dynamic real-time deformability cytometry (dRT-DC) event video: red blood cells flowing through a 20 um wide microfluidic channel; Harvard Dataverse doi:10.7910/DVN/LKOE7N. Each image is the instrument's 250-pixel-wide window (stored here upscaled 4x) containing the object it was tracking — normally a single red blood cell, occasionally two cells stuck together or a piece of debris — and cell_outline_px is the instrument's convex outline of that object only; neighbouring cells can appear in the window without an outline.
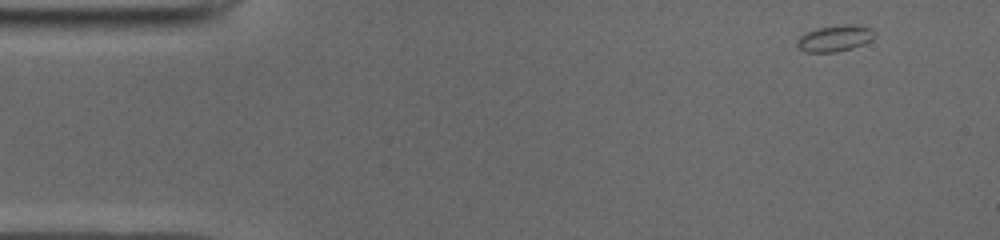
{"species": "common noctule bat (a hibernating species)", "species_latin": "Nyctalus noctula", "temperature_condition": "cold", "stored_images_in_passage": 48, "camera_frame_rate_fps": 3000, "um_per_image_px": 0.085, "animal": {"sex": "male", "body_mass_g": 19.0, "forearm_length_mm": 50.8}, "frame": {"image": 1, "passage_image": 1, "time_ms": 0.0, "image_size_px": [1000, 240], "cell_outline_px": [[876, 36], [872, 40], [864, 44], [852, 48], [836, 52], [804, 52], [796, 44], [796, 40], [800, 36], [816, 28], [840, 24], [852, 24], [872, 28], [876, 32]], "centroid_in_image_um": [71.0, 3.25], "position_along_channel_um": 14.0, "area_um2": 12.08}}
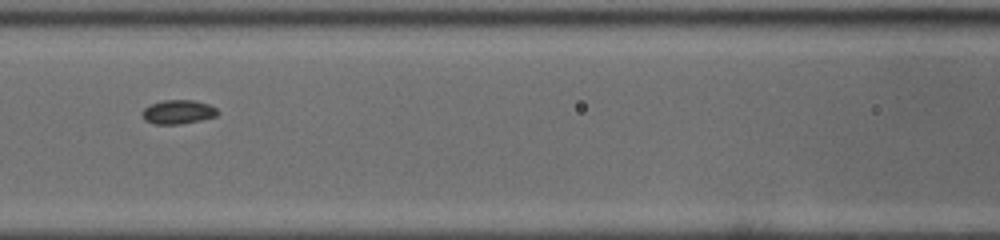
{"frame": {"image": 2, "passage_image": 19, "time_ms": 6.0, "image_size_px": [1000, 240], "cell_outline_px": [[220, 112], [216, 116], [200, 120], [180, 124], [156, 124], [144, 120], [144, 108], [152, 104], [164, 100], [192, 100], [208, 104], [216, 108]], "centroid_in_image_um": [15.18, 9.51], "position_along_channel_um": 151.4, "area_um2": 10.35}}
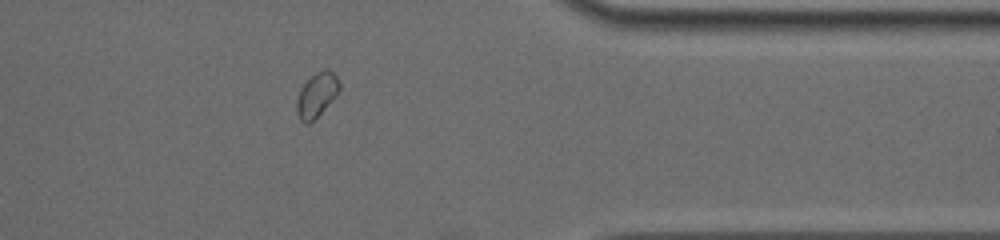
{"frame": {"image": 3, "passage_image": 38, "time_ms": 12.333, "image_size_px": [1000, 240], "cell_outline_px": [[340, 88], [320, 112], [308, 124], [304, 124], [300, 120], [296, 112], [296, 100], [300, 88], [316, 72], [328, 68], [336, 76], [340, 84]], "centroid_in_image_um": [26.87, 8.06], "position_along_channel_um": 384.5, "area_um2": 10.64}}